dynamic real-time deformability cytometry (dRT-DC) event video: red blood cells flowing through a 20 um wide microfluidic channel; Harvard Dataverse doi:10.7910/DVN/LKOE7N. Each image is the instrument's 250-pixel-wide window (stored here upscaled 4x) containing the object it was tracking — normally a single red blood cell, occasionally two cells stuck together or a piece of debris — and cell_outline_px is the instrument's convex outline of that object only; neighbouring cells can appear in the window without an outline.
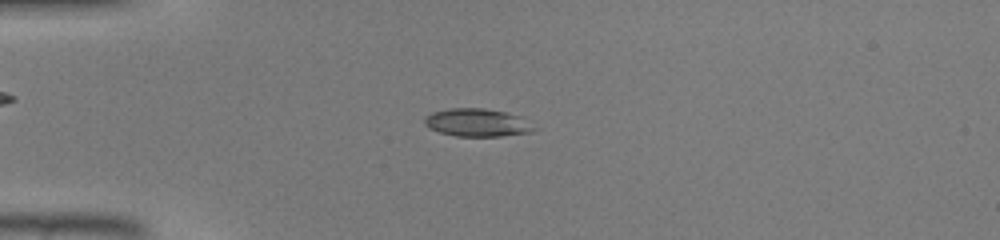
{"species": "common noctule bat (a hibernating species)", "species_latin": "Nyctalus noctula", "temperature_condition": "warm", "stored_images_in_passage": 43, "camera_frame_rate_fps": 3000, "um_per_image_px": 0.085, "animal": {"sex": "male", "body_mass_g": 19.0, "forearm_length_mm": 50.8}, "frame": {"image": 1, "passage_image": 10, "time_ms": 3.0, "image_size_px": [1000, 240], "cell_outline_px": [[536, 128], [532, 132], [500, 136], [456, 136], [440, 132], [428, 128], [424, 124], [424, 116], [432, 112], [448, 108], [484, 108], [524, 116]], "centroid_in_image_um": [40.57, 10.41], "position_along_channel_um": 44.4, "area_um2": 18.03}}
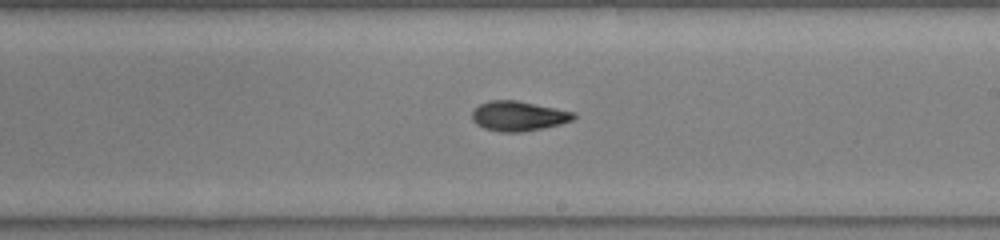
{"frame": {"image": 2, "passage_image": 25, "time_ms": 8.0, "image_size_px": [1000, 240], "cell_outline_px": [[576, 116], [572, 120], [560, 124], [520, 132], [500, 132], [484, 128], [476, 124], [472, 120], [472, 112], [480, 104], [488, 100], [516, 100], [576, 112]], "centroid_in_image_um": [44.05, 9.85], "position_along_channel_um": 244.9, "area_um2": 17.57}}
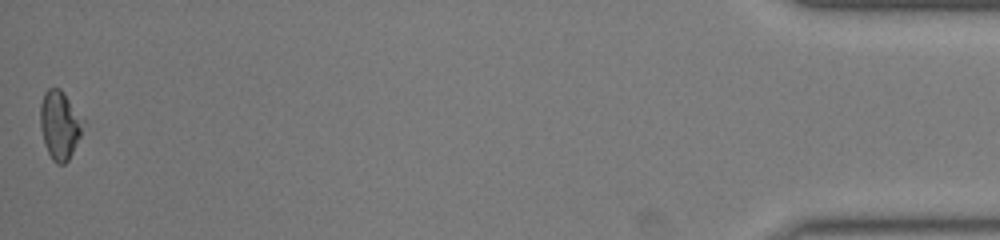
{"frame": {"image": 3, "passage_image": 43, "time_ms": 14.0, "image_size_px": [1000, 240], "cell_outline_px": [[84, 120], [80, 136], [68, 160], [64, 164], [56, 164], [52, 160], [44, 144], [40, 128], [40, 104], [44, 92], [48, 88], [60, 88]], "centroid_in_image_um": [5.05, 10.62], "position_along_channel_um": 430.2, "area_um2": 16.99}}